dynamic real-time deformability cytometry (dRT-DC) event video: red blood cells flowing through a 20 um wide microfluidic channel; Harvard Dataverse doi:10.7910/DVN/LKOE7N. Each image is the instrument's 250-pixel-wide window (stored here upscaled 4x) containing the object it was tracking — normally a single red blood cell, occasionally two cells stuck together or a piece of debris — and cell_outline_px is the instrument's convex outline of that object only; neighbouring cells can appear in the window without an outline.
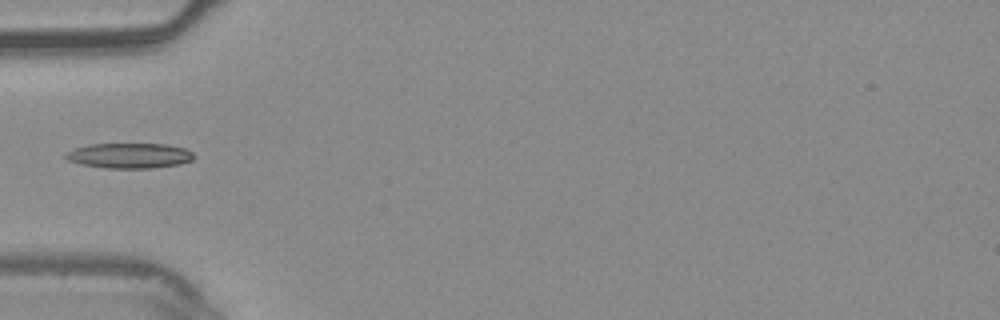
{"species": "common noctule bat (a hibernating species)", "species_latin": "Nyctalus noctula", "temperature_condition": "warm", "stored_images_in_passage": 3, "camera_frame_rate_fps": 3000, "um_per_image_px": 0.085, "animal": {"sex": "male", "body_mass_g": 20.4}, "frame": {"image": 1, "passage_image": 3, "time_ms": 0.667, "image_size_px": [1000, 320], "cell_outline_px": [[196, 156], [192, 160], [180, 164], [152, 168], [104, 168], [80, 164], [68, 160], [64, 156], [64, 152], [88, 144], [168, 144], [184, 148], [192, 152]], "centroid_in_image_um": [11.0, 13.23], "position_along_channel_um": 74.0, "area_um2": 18.96}}